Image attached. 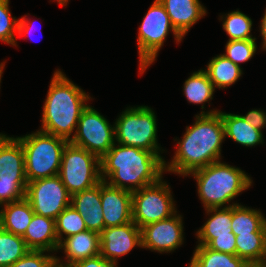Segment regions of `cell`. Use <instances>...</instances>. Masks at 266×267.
<instances>
[{
	"instance_id": "obj_32",
	"label": "cell",
	"mask_w": 266,
	"mask_h": 267,
	"mask_svg": "<svg viewBox=\"0 0 266 267\" xmlns=\"http://www.w3.org/2000/svg\"><path fill=\"white\" fill-rule=\"evenodd\" d=\"M18 30V19H12L9 12V0H0V40L16 45L14 32Z\"/></svg>"
},
{
	"instance_id": "obj_34",
	"label": "cell",
	"mask_w": 266,
	"mask_h": 267,
	"mask_svg": "<svg viewBox=\"0 0 266 267\" xmlns=\"http://www.w3.org/2000/svg\"><path fill=\"white\" fill-rule=\"evenodd\" d=\"M207 247L214 251L236 255V236L223 235L214 238Z\"/></svg>"
},
{
	"instance_id": "obj_31",
	"label": "cell",
	"mask_w": 266,
	"mask_h": 267,
	"mask_svg": "<svg viewBox=\"0 0 266 267\" xmlns=\"http://www.w3.org/2000/svg\"><path fill=\"white\" fill-rule=\"evenodd\" d=\"M256 49L257 46L255 40H229L226 45V54H223V56L235 65L240 66V62H246L253 57Z\"/></svg>"
},
{
	"instance_id": "obj_23",
	"label": "cell",
	"mask_w": 266,
	"mask_h": 267,
	"mask_svg": "<svg viewBox=\"0 0 266 267\" xmlns=\"http://www.w3.org/2000/svg\"><path fill=\"white\" fill-rule=\"evenodd\" d=\"M236 256L250 266H266V232L237 235Z\"/></svg>"
},
{
	"instance_id": "obj_8",
	"label": "cell",
	"mask_w": 266,
	"mask_h": 267,
	"mask_svg": "<svg viewBox=\"0 0 266 267\" xmlns=\"http://www.w3.org/2000/svg\"><path fill=\"white\" fill-rule=\"evenodd\" d=\"M58 175L71 196L90 189L102 181L100 158L69 142L63 150Z\"/></svg>"
},
{
	"instance_id": "obj_7",
	"label": "cell",
	"mask_w": 266,
	"mask_h": 267,
	"mask_svg": "<svg viewBox=\"0 0 266 267\" xmlns=\"http://www.w3.org/2000/svg\"><path fill=\"white\" fill-rule=\"evenodd\" d=\"M155 113L148 106L127 108L114 125L118 144L159 153Z\"/></svg>"
},
{
	"instance_id": "obj_11",
	"label": "cell",
	"mask_w": 266,
	"mask_h": 267,
	"mask_svg": "<svg viewBox=\"0 0 266 267\" xmlns=\"http://www.w3.org/2000/svg\"><path fill=\"white\" fill-rule=\"evenodd\" d=\"M75 132L69 142L86 149L100 159L115 143L114 126L112 127L99 112L90 106L82 111Z\"/></svg>"
},
{
	"instance_id": "obj_1",
	"label": "cell",
	"mask_w": 266,
	"mask_h": 267,
	"mask_svg": "<svg viewBox=\"0 0 266 267\" xmlns=\"http://www.w3.org/2000/svg\"><path fill=\"white\" fill-rule=\"evenodd\" d=\"M224 138V126L219 111L201 112L196 115L195 124L186 128L183 139L178 141L174 159L169 165L164 163V170L186 176L219 161Z\"/></svg>"
},
{
	"instance_id": "obj_2",
	"label": "cell",
	"mask_w": 266,
	"mask_h": 267,
	"mask_svg": "<svg viewBox=\"0 0 266 267\" xmlns=\"http://www.w3.org/2000/svg\"><path fill=\"white\" fill-rule=\"evenodd\" d=\"M115 146L100 159L102 181L108 176L109 185L133 192L162 179L165 161L160 153L121 144Z\"/></svg>"
},
{
	"instance_id": "obj_12",
	"label": "cell",
	"mask_w": 266,
	"mask_h": 267,
	"mask_svg": "<svg viewBox=\"0 0 266 267\" xmlns=\"http://www.w3.org/2000/svg\"><path fill=\"white\" fill-rule=\"evenodd\" d=\"M25 199L35 214L54 220L71 205V195L59 175L28 182Z\"/></svg>"
},
{
	"instance_id": "obj_18",
	"label": "cell",
	"mask_w": 266,
	"mask_h": 267,
	"mask_svg": "<svg viewBox=\"0 0 266 267\" xmlns=\"http://www.w3.org/2000/svg\"><path fill=\"white\" fill-rule=\"evenodd\" d=\"M175 30L184 37L188 30L206 14L199 0H159Z\"/></svg>"
},
{
	"instance_id": "obj_16",
	"label": "cell",
	"mask_w": 266,
	"mask_h": 267,
	"mask_svg": "<svg viewBox=\"0 0 266 267\" xmlns=\"http://www.w3.org/2000/svg\"><path fill=\"white\" fill-rule=\"evenodd\" d=\"M71 205L80 213L87 230H104V216L101 207V182L94 187L71 196Z\"/></svg>"
},
{
	"instance_id": "obj_17",
	"label": "cell",
	"mask_w": 266,
	"mask_h": 267,
	"mask_svg": "<svg viewBox=\"0 0 266 267\" xmlns=\"http://www.w3.org/2000/svg\"><path fill=\"white\" fill-rule=\"evenodd\" d=\"M64 249L67 263L64 265L56 258L57 267H70L74 263L100 254V235L98 232L86 230L69 236L59 242L58 249ZM60 262V263H59Z\"/></svg>"
},
{
	"instance_id": "obj_26",
	"label": "cell",
	"mask_w": 266,
	"mask_h": 267,
	"mask_svg": "<svg viewBox=\"0 0 266 267\" xmlns=\"http://www.w3.org/2000/svg\"><path fill=\"white\" fill-rule=\"evenodd\" d=\"M212 82L214 88L228 87L234 84L242 75L240 66L235 65L223 55L214 57L204 70Z\"/></svg>"
},
{
	"instance_id": "obj_24",
	"label": "cell",
	"mask_w": 266,
	"mask_h": 267,
	"mask_svg": "<svg viewBox=\"0 0 266 267\" xmlns=\"http://www.w3.org/2000/svg\"><path fill=\"white\" fill-rule=\"evenodd\" d=\"M231 224L232 233L235 236L266 232V219L262 213L239 204L232 206Z\"/></svg>"
},
{
	"instance_id": "obj_38",
	"label": "cell",
	"mask_w": 266,
	"mask_h": 267,
	"mask_svg": "<svg viewBox=\"0 0 266 267\" xmlns=\"http://www.w3.org/2000/svg\"><path fill=\"white\" fill-rule=\"evenodd\" d=\"M261 35L263 38V49H266V10H265V14L264 17L262 18L261 21Z\"/></svg>"
},
{
	"instance_id": "obj_15",
	"label": "cell",
	"mask_w": 266,
	"mask_h": 267,
	"mask_svg": "<svg viewBox=\"0 0 266 267\" xmlns=\"http://www.w3.org/2000/svg\"><path fill=\"white\" fill-rule=\"evenodd\" d=\"M104 229L132 222V192L101 181Z\"/></svg>"
},
{
	"instance_id": "obj_21",
	"label": "cell",
	"mask_w": 266,
	"mask_h": 267,
	"mask_svg": "<svg viewBox=\"0 0 266 267\" xmlns=\"http://www.w3.org/2000/svg\"><path fill=\"white\" fill-rule=\"evenodd\" d=\"M232 205L224 208H208L207 213H213L207 222L197 231V237L200 241L198 246H207L214 238L223 235H234L231 229ZM220 209V210H219Z\"/></svg>"
},
{
	"instance_id": "obj_33",
	"label": "cell",
	"mask_w": 266,
	"mask_h": 267,
	"mask_svg": "<svg viewBox=\"0 0 266 267\" xmlns=\"http://www.w3.org/2000/svg\"><path fill=\"white\" fill-rule=\"evenodd\" d=\"M45 251L30 250L9 267H57L56 256L44 255Z\"/></svg>"
},
{
	"instance_id": "obj_3",
	"label": "cell",
	"mask_w": 266,
	"mask_h": 267,
	"mask_svg": "<svg viewBox=\"0 0 266 267\" xmlns=\"http://www.w3.org/2000/svg\"><path fill=\"white\" fill-rule=\"evenodd\" d=\"M89 97L81 88L56 71L43 106L41 131L70 141Z\"/></svg>"
},
{
	"instance_id": "obj_9",
	"label": "cell",
	"mask_w": 266,
	"mask_h": 267,
	"mask_svg": "<svg viewBox=\"0 0 266 267\" xmlns=\"http://www.w3.org/2000/svg\"><path fill=\"white\" fill-rule=\"evenodd\" d=\"M169 29L173 31L176 40L180 42L183 37L172 26L163 4L159 0H155L144 17L138 33L141 74L155 61Z\"/></svg>"
},
{
	"instance_id": "obj_39",
	"label": "cell",
	"mask_w": 266,
	"mask_h": 267,
	"mask_svg": "<svg viewBox=\"0 0 266 267\" xmlns=\"http://www.w3.org/2000/svg\"><path fill=\"white\" fill-rule=\"evenodd\" d=\"M57 1L60 5H63V6L67 5L66 3L68 2V0H57Z\"/></svg>"
},
{
	"instance_id": "obj_10",
	"label": "cell",
	"mask_w": 266,
	"mask_h": 267,
	"mask_svg": "<svg viewBox=\"0 0 266 267\" xmlns=\"http://www.w3.org/2000/svg\"><path fill=\"white\" fill-rule=\"evenodd\" d=\"M132 209V221L140 229L177 213L170 188L161 179L132 192Z\"/></svg>"
},
{
	"instance_id": "obj_30",
	"label": "cell",
	"mask_w": 266,
	"mask_h": 267,
	"mask_svg": "<svg viewBox=\"0 0 266 267\" xmlns=\"http://www.w3.org/2000/svg\"><path fill=\"white\" fill-rule=\"evenodd\" d=\"M252 20L239 10L227 14L223 21V29L230 37V41L256 40L250 35Z\"/></svg>"
},
{
	"instance_id": "obj_13",
	"label": "cell",
	"mask_w": 266,
	"mask_h": 267,
	"mask_svg": "<svg viewBox=\"0 0 266 267\" xmlns=\"http://www.w3.org/2000/svg\"><path fill=\"white\" fill-rule=\"evenodd\" d=\"M182 217L175 213L171 217L153 222L141 228L143 248L158 252L174 251L183 242Z\"/></svg>"
},
{
	"instance_id": "obj_28",
	"label": "cell",
	"mask_w": 266,
	"mask_h": 267,
	"mask_svg": "<svg viewBox=\"0 0 266 267\" xmlns=\"http://www.w3.org/2000/svg\"><path fill=\"white\" fill-rule=\"evenodd\" d=\"M215 88L204 70L194 72L184 83L187 100L194 104H203L212 100Z\"/></svg>"
},
{
	"instance_id": "obj_4",
	"label": "cell",
	"mask_w": 266,
	"mask_h": 267,
	"mask_svg": "<svg viewBox=\"0 0 266 267\" xmlns=\"http://www.w3.org/2000/svg\"><path fill=\"white\" fill-rule=\"evenodd\" d=\"M198 184L199 198L205 209L219 208L251 186V179L241 169L220 160L192 173Z\"/></svg>"
},
{
	"instance_id": "obj_27",
	"label": "cell",
	"mask_w": 266,
	"mask_h": 267,
	"mask_svg": "<svg viewBox=\"0 0 266 267\" xmlns=\"http://www.w3.org/2000/svg\"><path fill=\"white\" fill-rule=\"evenodd\" d=\"M30 249L22 236L0 227V267H9L21 259Z\"/></svg>"
},
{
	"instance_id": "obj_29",
	"label": "cell",
	"mask_w": 266,
	"mask_h": 267,
	"mask_svg": "<svg viewBox=\"0 0 266 267\" xmlns=\"http://www.w3.org/2000/svg\"><path fill=\"white\" fill-rule=\"evenodd\" d=\"M87 230L80 213L70 205L66 207L55 219V231L58 243L62 242V233L67 237Z\"/></svg>"
},
{
	"instance_id": "obj_14",
	"label": "cell",
	"mask_w": 266,
	"mask_h": 267,
	"mask_svg": "<svg viewBox=\"0 0 266 267\" xmlns=\"http://www.w3.org/2000/svg\"><path fill=\"white\" fill-rule=\"evenodd\" d=\"M100 255L117 263L119 256L142 246L141 229L134 222L105 228L100 234Z\"/></svg>"
},
{
	"instance_id": "obj_19",
	"label": "cell",
	"mask_w": 266,
	"mask_h": 267,
	"mask_svg": "<svg viewBox=\"0 0 266 267\" xmlns=\"http://www.w3.org/2000/svg\"><path fill=\"white\" fill-rule=\"evenodd\" d=\"M30 250H58L55 220L34 213L32 221L22 236Z\"/></svg>"
},
{
	"instance_id": "obj_37",
	"label": "cell",
	"mask_w": 266,
	"mask_h": 267,
	"mask_svg": "<svg viewBox=\"0 0 266 267\" xmlns=\"http://www.w3.org/2000/svg\"><path fill=\"white\" fill-rule=\"evenodd\" d=\"M30 23L27 22L26 16L22 17L20 20L18 19V34L19 36L23 35V34H28L29 35V30L31 29L30 27Z\"/></svg>"
},
{
	"instance_id": "obj_22",
	"label": "cell",
	"mask_w": 266,
	"mask_h": 267,
	"mask_svg": "<svg viewBox=\"0 0 266 267\" xmlns=\"http://www.w3.org/2000/svg\"><path fill=\"white\" fill-rule=\"evenodd\" d=\"M226 136L243 146L251 147L263 142V134L251 126L241 115L220 112Z\"/></svg>"
},
{
	"instance_id": "obj_35",
	"label": "cell",
	"mask_w": 266,
	"mask_h": 267,
	"mask_svg": "<svg viewBox=\"0 0 266 267\" xmlns=\"http://www.w3.org/2000/svg\"><path fill=\"white\" fill-rule=\"evenodd\" d=\"M117 264L105 259L100 254L91 258L80 260L70 267H115Z\"/></svg>"
},
{
	"instance_id": "obj_6",
	"label": "cell",
	"mask_w": 266,
	"mask_h": 267,
	"mask_svg": "<svg viewBox=\"0 0 266 267\" xmlns=\"http://www.w3.org/2000/svg\"><path fill=\"white\" fill-rule=\"evenodd\" d=\"M27 184L21 142L0 134V205L24 199Z\"/></svg>"
},
{
	"instance_id": "obj_25",
	"label": "cell",
	"mask_w": 266,
	"mask_h": 267,
	"mask_svg": "<svg viewBox=\"0 0 266 267\" xmlns=\"http://www.w3.org/2000/svg\"><path fill=\"white\" fill-rule=\"evenodd\" d=\"M189 267H251L236 255L214 251L207 246H197Z\"/></svg>"
},
{
	"instance_id": "obj_5",
	"label": "cell",
	"mask_w": 266,
	"mask_h": 267,
	"mask_svg": "<svg viewBox=\"0 0 266 267\" xmlns=\"http://www.w3.org/2000/svg\"><path fill=\"white\" fill-rule=\"evenodd\" d=\"M17 139L24 150L27 182L59 174L63 150L69 141L41 130Z\"/></svg>"
},
{
	"instance_id": "obj_36",
	"label": "cell",
	"mask_w": 266,
	"mask_h": 267,
	"mask_svg": "<svg viewBox=\"0 0 266 267\" xmlns=\"http://www.w3.org/2000/svg\"><path fill=\"white\" fill-rule=\"evenodd\" d=\"M246 122L258 130L266 127V113L260 110H251L246 116H242Z\"/></svg>"
},
{
	"instance_id": "obj_20",
	"label": "cell",
	"mask_w": 266,
	"mask_h": 267,
	"mask_svg": "<svg viewBox=\"0 0 266 267\" xmlns=\"http://www.w3.org/2000/svg\"><path fill=\"white\" fill-rule=\"evenodd\" d=\"M3 206L4 209L0 211V227L7 232L23 236L34 215L31 204L24 198Z\"/></svg>"
},
{
	"instance_id": "obj_40",
	"label": "cell",
	"mask_w": 266,
	"mask_h": 267,
	"mask_svg": "<svg viewBox=\"0 0 266 267\" xmlns=\"http://www.w3.org/2000/svg\"><path fill=\"white\" fill-rule=\"evenodd\" d=\"M3 68H4V63H1L0 64V82H1V76H2V70H3Z\"/></svg>"
}]
</instances>
